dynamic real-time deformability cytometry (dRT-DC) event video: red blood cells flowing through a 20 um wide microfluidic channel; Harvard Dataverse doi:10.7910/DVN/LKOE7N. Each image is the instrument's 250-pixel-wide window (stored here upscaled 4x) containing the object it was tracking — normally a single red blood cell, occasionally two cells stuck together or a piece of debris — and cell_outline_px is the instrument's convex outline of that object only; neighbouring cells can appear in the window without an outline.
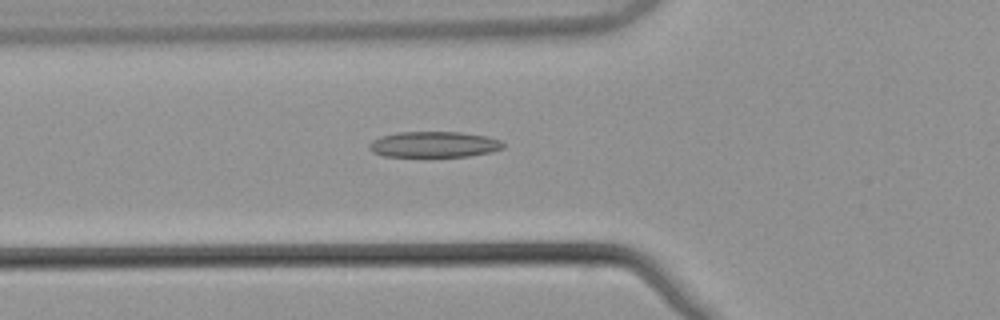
{"species": "common noctule bat (a hibernating species)", "species_latin": "Nyctalus noctula", "temperature_condition": "warm", "stored_images_in_passage": 36, "camera_frame_rate_fps": 3000, "um_per_image_px": 0.085, "animal": {"sex": "male", "body_mass_g": 21.5, "forearm_length_mm": 52.0}, "frame": {"image": 1, "passage_image": 2, "time_ms": 0.333, "image_size_px": [1000, 320], "cell_outline_px": [[504, 148], [492, 152], [468, 156], [384, 156], [372, 152], [368, 148], [368, 144], [372, 140], [380, 136], [396, 132], [460, 132], [488, 136], [500, 140], [504, 144]], "centroid_in_image_um": [36.88, 12.27], "position_along_channel_um": 88.9, "area_um2": 20.29}}
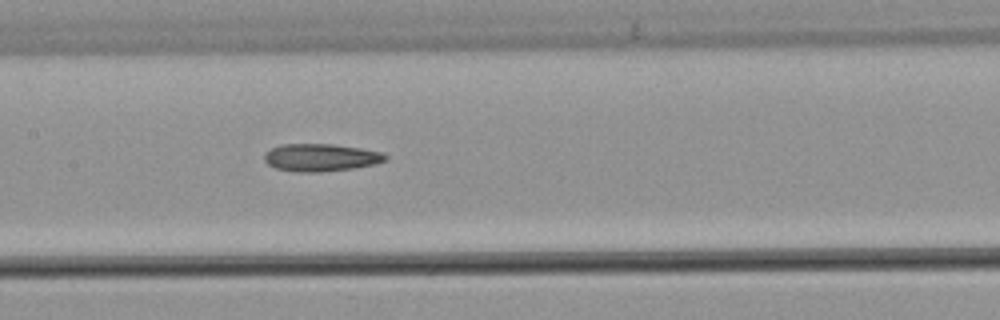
{"frame": {"image": 2, "passage_image": 9, "time_ms": 2.667, "image_size_px": [1000, 320], "cell_outline_px": [[388, 160], [376, 164], [356, 168], [320, 172], [300, 172], [276, 168], [268, 164], [264, 160], [264, 156], [272, 148], [280, 144], [332, 144], [360, 148], [380, 152], [388, 156]], "centroid_in_image_um": [27.3, 13.39], "position_along_channel_um": 180.1, "area_um2": 19.42}}
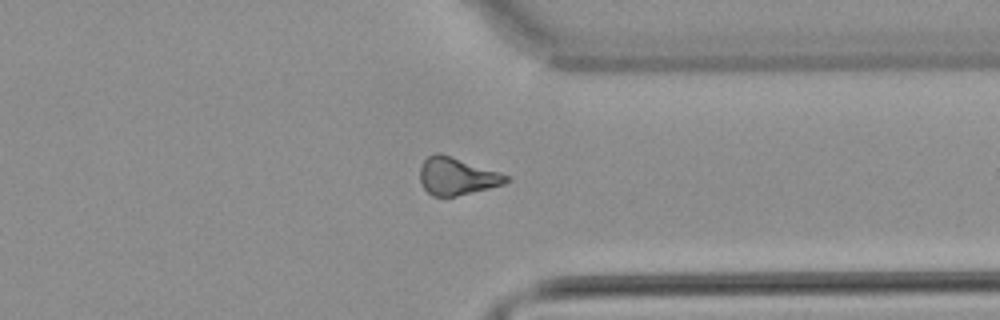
{"frame": {"image": 3, "passage_image": 24, "time_ms": 7.667, "image_size_px": [1000, 320], "cell_outline_px": [[508, 180], [504, 184], [456, 196], [432, 196], [424, 188], [420, 180], [420, 164], [428, 156], [436, 152], [440, 152], [508, 176]], "centroid_in_image_um": [38.76, 14.97], "position_along_channel_um": 372.6, "area_um2": 18.44}}